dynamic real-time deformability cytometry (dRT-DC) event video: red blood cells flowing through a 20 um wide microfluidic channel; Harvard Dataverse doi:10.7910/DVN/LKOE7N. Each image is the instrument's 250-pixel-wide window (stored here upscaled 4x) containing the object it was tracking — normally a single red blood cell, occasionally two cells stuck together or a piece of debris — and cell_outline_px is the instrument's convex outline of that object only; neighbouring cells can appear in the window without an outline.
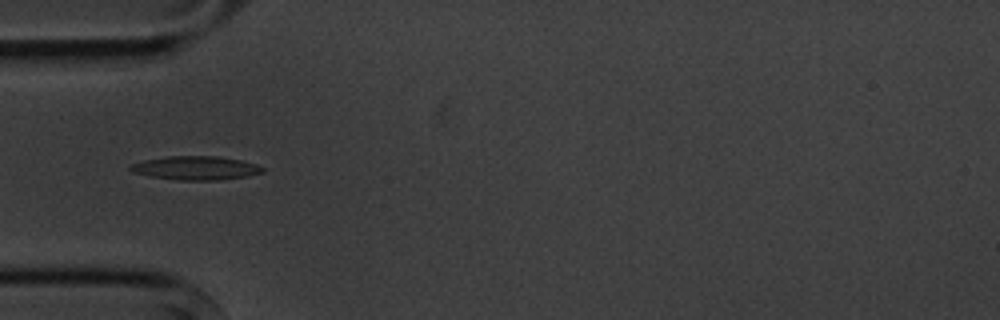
{"species": "common noctule bat (a hibernating species)", "species_latin": "Nyctalus noctula", "temperature_condition": "cold", "stored_images_in_passage": 13, "camera_frame_rate_fps": 3000, "um_per_image_px": 0.085, "animal": {"sex": "male", "body_mass_g": 20.1, "forearm_length_mm": 53.5}, "frame": {"image": 1, "passage_image": 5, "time_ms": 5.667, "image_size_px": [1000, 320], "cell_outline_px": [[264, 172], [248, 176], [220, 180], [180, 180], [152, 176], [132, 172], [128, 168], [128, 164], [144, 160], [168, 156], [220, 156], [240, 160], [256, 164], [264, 168]], "centroid_in_image_um": [16.63, 14.27], "position_along_channel_um": 68.4, "area_um2": 18.32}}
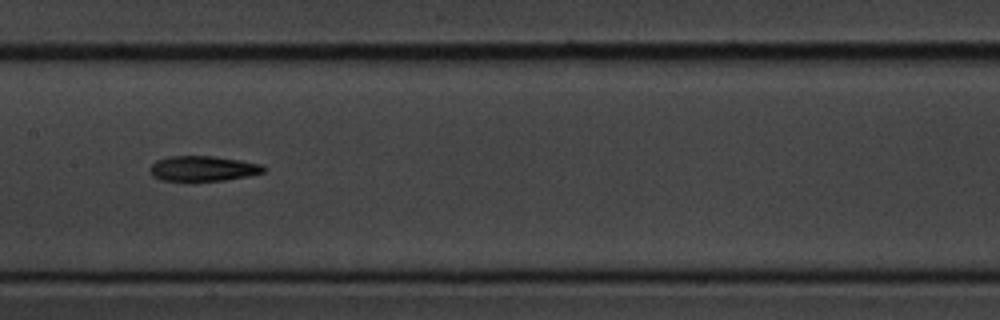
{"frame": {"image": 2, "passage_image": 8, "time_ms": 9.0, "image_size_px": [1000, 320], "cell_outline_px": [[268, 168], [264, 172], [248, 176], [224, 180], [160, 180], [152, 176], [148, 168], [156, 160], [172, 156], [212, 156], [240, 160], [260, 164]], "centroid_in_image_um": [17.25, 14.32], "position_along_channel_um": 190.2, "area_um2": 16.59}}
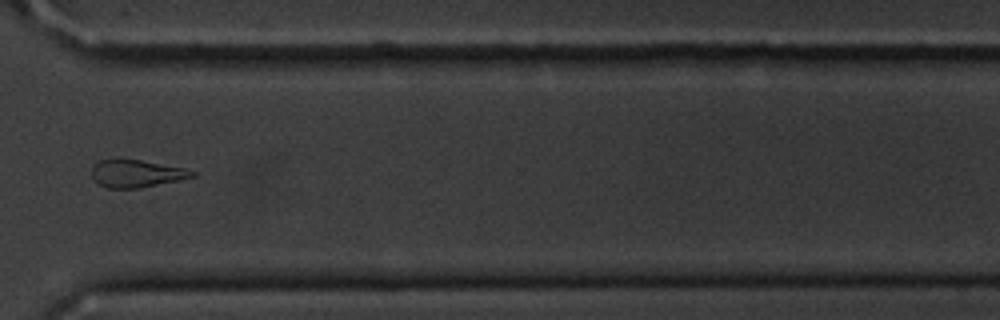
{"frame": {"image": 3, "passage_image": 12, "time_ms": 13.667, "image_size_px": [1000, 320], "cell_outline_px": [[196, 176], [180, 180], [140, 188], [108, 188], [100, 184], [92, 176], [92, 164], [100, 160], [140, 160], [184, 168], [196, 172]], "centroid_in_image_um": [11.61, 14.76], "position_along_channel_um": 359.0, "area_um2": 15.9}, "authors_computed_cell_mechanics": {"area_um2": 17.2822, "velocity_mm_per_s": 3.6212, "shape_relaxation_time_tau1_ms": 6.6414, "shape_relaxation_time_tau2_ms": null, "deformation_change_tau1": 0.1529, "deformation_change_tau2": null}}